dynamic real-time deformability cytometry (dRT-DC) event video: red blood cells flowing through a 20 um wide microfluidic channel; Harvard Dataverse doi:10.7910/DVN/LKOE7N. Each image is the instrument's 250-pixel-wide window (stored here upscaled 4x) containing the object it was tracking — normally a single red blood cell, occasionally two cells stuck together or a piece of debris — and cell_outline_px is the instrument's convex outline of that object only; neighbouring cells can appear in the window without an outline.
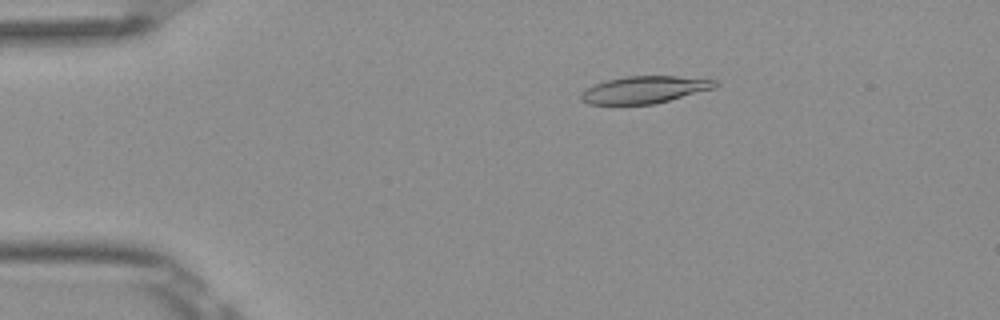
{"species": "Egyptian fruit bat (a non-hibernating species)", "species_latin": "Rousettus aegyptiacus", "temperature_condition": "room temperature", "stored_images_in_passage": 45, "camera_frame_rate_fps": 3000, "um_per_image_px": 0.085, "frame": {"image": 1, "passage_image": 2, "time_ms": 0.333, "image_size_px": [1000, 320], "cell_outline_px": [[720, 84], [716, 88], [652, 104], [588, 104], [580, 100], [580, 92], [604, 80], [628, 76], [676, 76], [716, 80]], "centroid_in_image_um": [54.78, 7.62], "position_along_channel_um": 30.2, "area_um2": 21.15}}
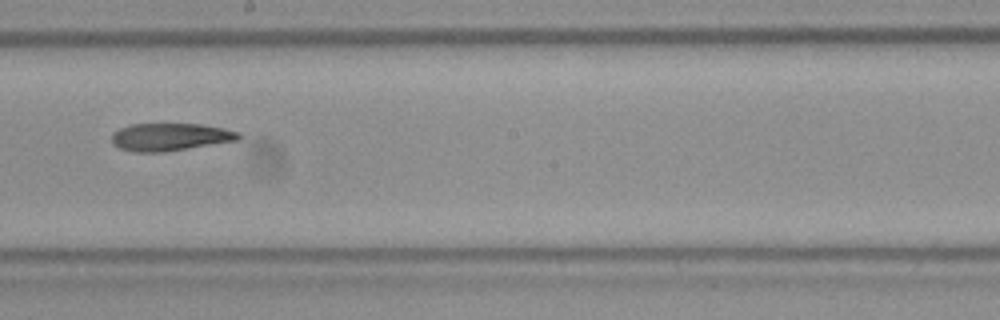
{"frame": {"image": 2, "passage_image": 22, "time_ms": 7.0, "image_size_px": [1000, 320], "cell_outline_px": [[240, 140], [164, 152], [132, 152], [120, 148], [112, 144], [112, 132], [120, 128], [132, 124], [200, 124], [224, 128], [240, 132]], "centroid_in_image_um": [14.46, 11.64], "position_along_channel_um": 233.7, "area_um2": 20.52}}
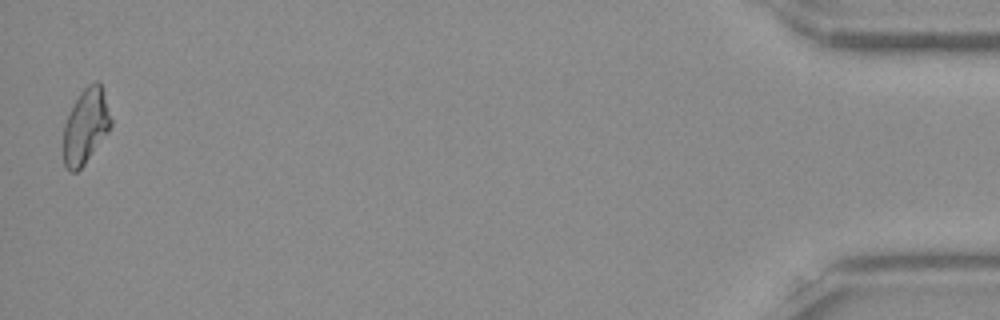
{"frame": {"image": 3, "passage_image": 44, "time_ms": 14.333, "image_size_px": [1000, 320], "cell_outline_px": [[112, 128], [84, 164], [76, 172], [68, 172], [64, 164], [64, 124], [80, 92], [88, 84], [96, 80], [100, 80], [112, 120]], "centroid_in_image_um": [7.31, 10.72], "position_along_channel_um": 427.9, "area_um2": 20.75}, "authors_computed_cell_mechanics": {"area_um2": 21.097, "velocity_mm_per_s": 3.8867, "shape_relaxation_time_tau1_ms": null, "shape_relaxation_time_tau2_ms": 5.7467, "deformation_change_tau1": null, "deformation_change_tau2": 0.146}}